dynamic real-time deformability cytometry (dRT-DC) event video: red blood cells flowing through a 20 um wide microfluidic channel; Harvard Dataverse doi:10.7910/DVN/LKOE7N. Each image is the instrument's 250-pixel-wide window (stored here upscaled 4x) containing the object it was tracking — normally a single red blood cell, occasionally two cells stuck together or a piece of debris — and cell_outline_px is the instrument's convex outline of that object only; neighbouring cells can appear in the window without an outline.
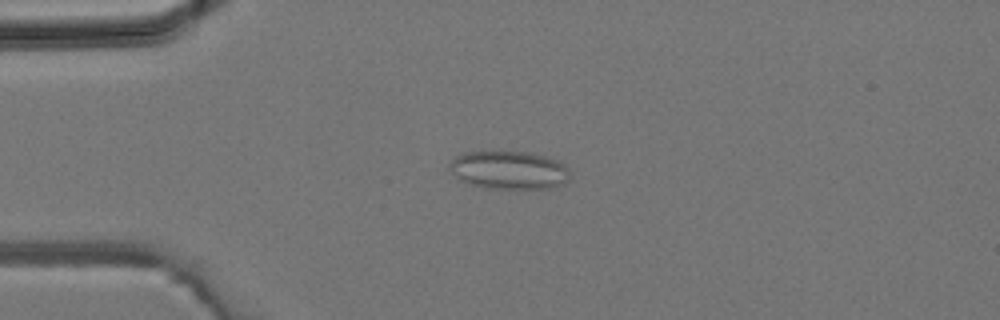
{"species": "common noctule bat (a hibernating species)", "species_latin": "Nyctalus noctula", "temperature_condition": "room temperature", "stored_images_in_passage": 42, "camera_frame_rate_fps": 3000, "um_per_image_px": 0.085, "animal": {"sex": "male", "body_mass_g": 19.2, "forearm_length_mm": 51.8}, "frame": {"image": 1, "passage_image": 10, "time_ms": 3.0, "image_size_px": [1000, 320], "cell_outline_px": [[568, 180], [564, 184], [552, 188], [484, 188], [468, 184], [460, 180], [448, 168], [448, 164], [456, 156], [464, 152], [480, 148], [532, 152], [556, 160], [564, 164], [568, 168]], "centroid_in_image_um": [43.2, 14.4], "position_along_channel_um": 41.8, "area_um2": 27.8}}
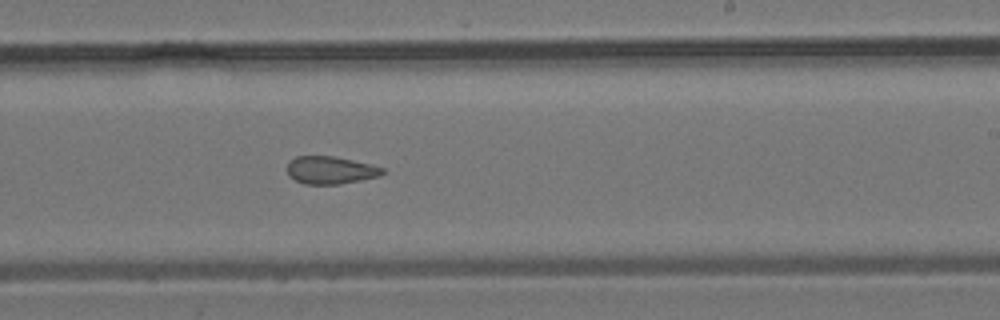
{"frame": {"image": 2, "passage_image": 25, "time_ms": 8.0, "image_size_px": [1000, 320], "cell_outline_px": [[384, 172], [380, 176], [340, 184], [304, 184], [288, 176], [288, 160], [296, 156], [332, 156], [352, 160], [384, 168]], "centroid_in_image_um": [28.06, 14.46], "position_along_channel_um": 260.9, "area_um2": 15.26}}
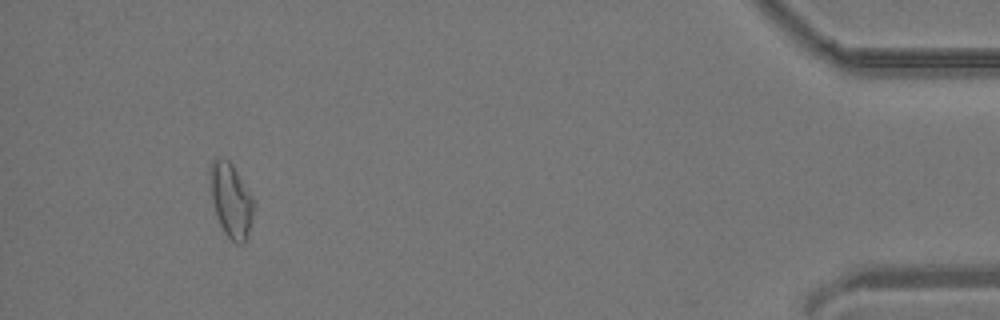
{"frame": {"image": 3, "passage_image": 39, "time_ms": 12.667, "image_size_px": [1000, 320], "cell_outline_px": [[252, 216], [248, 232], [244, 244], [236, 244], [224, 232], [216, 216], [212, 204], [208, 172], [212, 160], [216, 156], [220, 156], [228, 160], [232, 164], [252, 196]], "centroid_in_image_um": [19.57, 16.97], "position_along_channel_um": 415.6, "area_um2": 18.84}}